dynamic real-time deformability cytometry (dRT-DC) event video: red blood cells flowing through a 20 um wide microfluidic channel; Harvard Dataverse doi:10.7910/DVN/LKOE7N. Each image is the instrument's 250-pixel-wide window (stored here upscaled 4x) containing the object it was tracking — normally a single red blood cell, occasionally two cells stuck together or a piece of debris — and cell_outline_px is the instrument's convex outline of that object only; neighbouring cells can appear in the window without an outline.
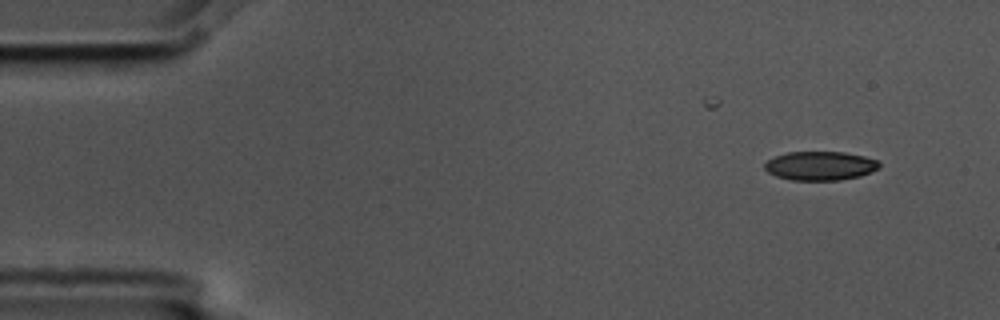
{"species": "common noctule bat (a hibernating species)", "species_latin": "Nyctalus noctula", "temperature_condition": "cold", "stored_images_in_passage": 5, "segment_of_instrument_passage": [1, 2], "camera_frame_rate_fps": 3000, "um_per_image_px": 0.085, "animal": {"sex": "male", "body_mass_g": 17.5, "forearm_length_mm": 52.3}, "frame": {"image": 1, "passage_image": 1, "time_ms": 0.0, "image_size_px": [1000, 320], "cell_outline_px": [[880, 168], [872, 172], [860, 176], [840, 180], [792, 180], [776, 176], [768, 172], [764, 168], [764, 164], [768, 160], [776, 156], [788, 152], [844, 152], [864, 156], [876, 160], [880, 164]], "centroid_in_image_um": [69.73, 14.1], "position_along_channel_um": 15.3, "area_um2": 19.31}}